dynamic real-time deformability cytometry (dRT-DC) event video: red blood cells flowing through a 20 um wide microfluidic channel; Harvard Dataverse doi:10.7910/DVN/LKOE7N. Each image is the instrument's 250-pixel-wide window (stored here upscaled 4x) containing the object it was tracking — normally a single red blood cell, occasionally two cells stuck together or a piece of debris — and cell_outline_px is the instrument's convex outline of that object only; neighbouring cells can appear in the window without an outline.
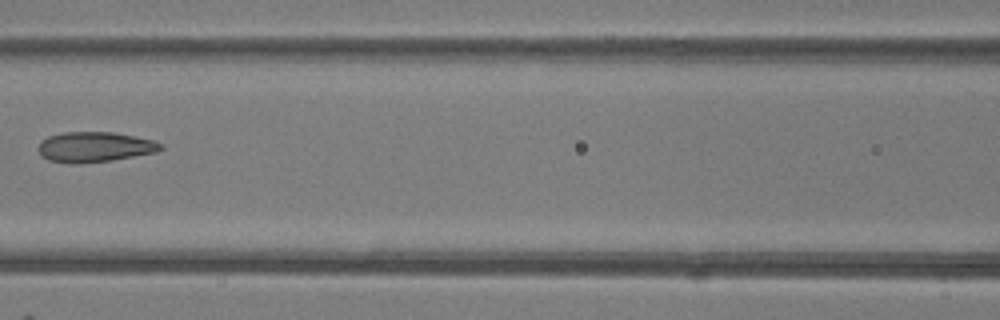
{"species": "common noctule bat (a hibernating species)", "species_latin": "Nyctalus noctula", "temperature_condition": "room temperature", "stored_images_in_passage": 8, "camera_frame_rate_fps": 3000, "um_per_image_px": 0.085, "animal": {"sex": "female"}, "frame": {"image": 1, "passage_image": 7, "time_ms": 7.0, "image_size_px": [1000, 320], "cell_outline_px": [[164, 148], [156, 152], [112, 160], [80, 164], [72, 164], [48, 160], [40, 156], [36, 148], [40, 140], [48, 136], [64, 132], [112, 132], [136, 136], [152, 140], [164, 144]], "centroid_in_image_um": [8.0, 12.5], "position_along_channel_um": 158.6, "area_um2": 21.91}}
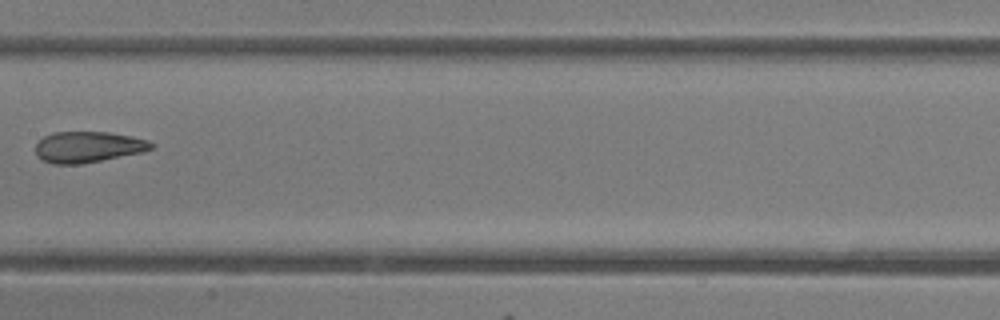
{"frame": {"image": 2, "passage_image": 8, "time_ms": 8.0, "image_size_px": [1000, 320], "cell_outline_px": [[156, 144], [152, 148], [144, 152], [80, 164], [52, 164], [36, 156], [36, 144], [44, 136], [52, 132], [108, 132], [132, 136], [148, 140]], "centroid_in_image_um": [7.5, 12.49], "position_along_channel_um": 199.9, "area_um2": 20.98}}